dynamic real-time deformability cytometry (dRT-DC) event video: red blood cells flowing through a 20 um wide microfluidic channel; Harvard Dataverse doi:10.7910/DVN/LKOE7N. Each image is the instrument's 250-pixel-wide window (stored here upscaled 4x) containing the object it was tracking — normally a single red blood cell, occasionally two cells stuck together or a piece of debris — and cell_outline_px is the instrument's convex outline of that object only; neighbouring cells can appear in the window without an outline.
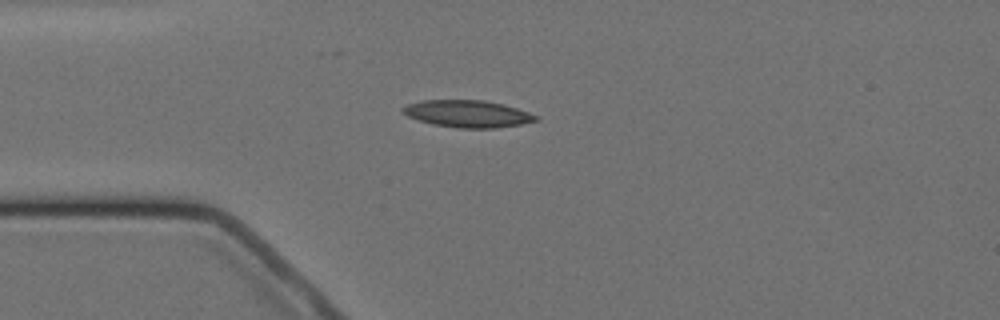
{"species": "Egyptian fruit bat (a non-hibernating species)", "species_latin": "Rousettus aegyptiacus", "temperature_condition": "cold", "stored_images_in_passage": 3, "camera_frame_rate_fps": 3000, "um_per_image_px": 0.085, "animal": {"sex": "female"}, "frame": {"image": 1, "passage_image": 3, "time_ms": 2.333, "image_size_px": [1000, 320], "cell_outline_px": [[540, 120], [520, 124], [496, 128], [456, 128], [432, 124], [408, 116], [400, 108], [408, 104], [424, 100], [484, 100], [504, 104], [540, 116]], "centroid_in_image_um": [39.79, 9.67], "position_along_channel_um": 45.2, "area_um2": 20.98}}